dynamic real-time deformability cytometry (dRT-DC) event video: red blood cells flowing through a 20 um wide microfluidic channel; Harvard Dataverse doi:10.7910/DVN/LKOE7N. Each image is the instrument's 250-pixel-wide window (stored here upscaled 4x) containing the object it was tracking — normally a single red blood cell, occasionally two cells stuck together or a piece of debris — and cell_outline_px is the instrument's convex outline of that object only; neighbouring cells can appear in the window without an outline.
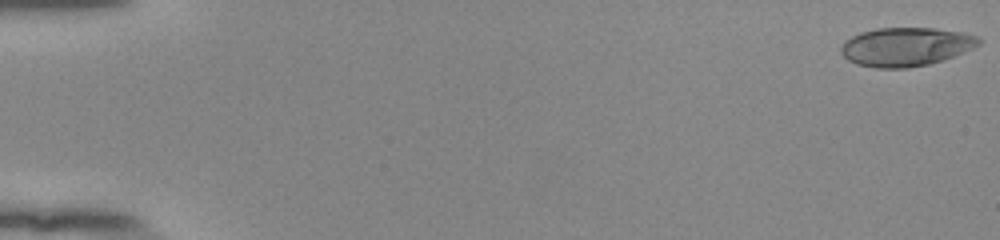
{"species": "human", "species_latin": "Homo sapiens", "temperature_condition": "room temperature", "stored_images_in_passage": 54, "camera_frame_rate_fps": 3000, "um_per_image_px": 0.085, "donor": {"sex": "female"}, "frame": {"image": 1, "passage_image": 1, "time_ms": 0.0, "image_size_px": [1000, 240], "cell_outline_px": [[980, 44], [972, 48], [952, 56], [928, 64], [908, 68], [876, 68], [856, 64], [848, 60], [840, 52], [840, 48], [844, 40], [860, 32], [876, 28], [932, 28], [964, 32], [980, 36]], "centroid_in_image_um": [76.97, 3.96], "position_along_channel_um": 8.0, "area_um2": 31.1}}
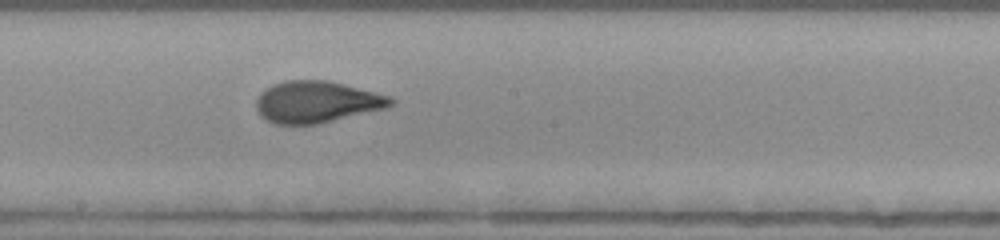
{"frame": {"image": 2, "passage_image": 31, "time_ms": 10.0, "image_size_px": [1000, 240], "cell_outline_px": [[396, 100], [392, 104], [384, 108], [316, 124], [276, 124], [260, 116], [256, 108], [256, 100], [260, 92], [264, 88], [272, 84], [284, 80], [328, 80], [392, 96]], "centroid_in_image_um": [26.88, 8.64], "position_along_channel_um": 221.3, "area_um2": 32.6}}
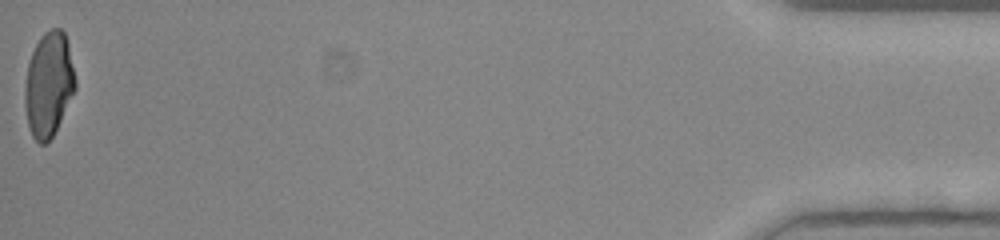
{"frame": {"image": 3, "passage_image": 54, "time_ms": 17.667, "image_size_px": [1000, 240], "cell_outline_px": [[76, 88], [52, 136], [44, 144], [40, 144], [32, 136], [28, 128], [24, 104], [24, 88], [28, 64], [32, 52], [40, 36], [44, 32], [52, 28], [60, 28], [64, 32], [68, 44], [76, 80]], "centroid_in_image_um": [4.12, 7.16], "position_along_channel_um": 431.1, "area_um2": 30.63}, "authors_computed_cell_mechanics": {"area_um2": 31.7322, "velocity_mm_per_s": 3.9191, "shape_relaxation_time_tau1_ms": 8.4333, "shape_relaxation_time_tau2_ms": 0.6912, "deformation_change_tau1": 0.2602, "deformation_change_tau2": 0.0624}}